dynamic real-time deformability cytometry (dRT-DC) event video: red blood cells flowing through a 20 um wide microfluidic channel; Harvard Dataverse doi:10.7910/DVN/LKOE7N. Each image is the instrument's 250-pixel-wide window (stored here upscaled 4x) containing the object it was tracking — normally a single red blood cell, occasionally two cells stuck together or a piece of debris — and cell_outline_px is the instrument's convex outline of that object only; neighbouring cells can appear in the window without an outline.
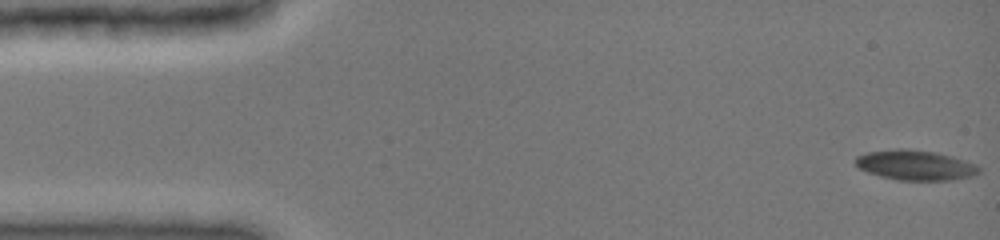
{"species": "common noctule bat (a hibernating species)", "species_latin": "Nyctalus noctula", "temperature_condition": "cold", "stored_images_in_passage": 6, "camera_frame_rate_fps": 3000, "um_per_image_px": 0.085, "animal": {"sex": "female", "body_mass_g": 19.0, "forearm_length_mm": 51.5}, "frame": {"image": 1, "passage_image": 1, "time_ms": 0.0, "image_size_px": [1000, 240], "cell_outline_px": [[980, 172], [976, 176], [956, 180], [896, 180], [880, 176], [868, 172], [860, 168], [856, 164], [856, 156], [868, 152], [900, 148], [904, 148], [936, 152], [952, 156], [976, 164], [980, 168]], "centroid_in_image_um": [77.86, 14.04], "position_along_channel_um": 7.1, "area_um2": 21.73}}
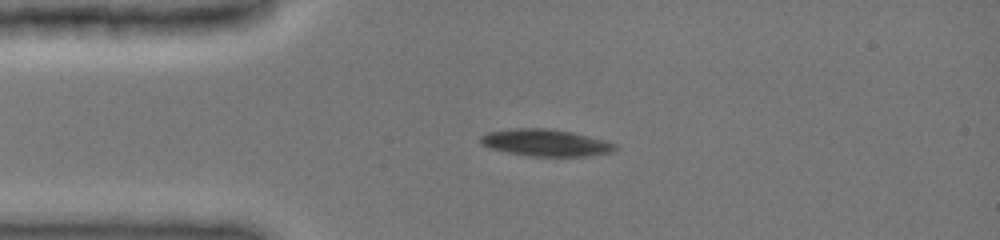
{"frame": {"image": 2, "passage_image": 5, "time_ms": 3.333, "image_size_px": [1000, 240], "cell_outline_px": [[616, 148], [612, 152], [588, 156], [532, 156], [508, 152], [492, 148], [480, 144], [480, 136], [488, 132], [512, 128], [548, 128], [572, 132], [604, 140], [616, 144]], "centroid_in_image_um": [46.37, 12.12], "position_along_channel_um": 38.6, "area_um2": 20.98}}